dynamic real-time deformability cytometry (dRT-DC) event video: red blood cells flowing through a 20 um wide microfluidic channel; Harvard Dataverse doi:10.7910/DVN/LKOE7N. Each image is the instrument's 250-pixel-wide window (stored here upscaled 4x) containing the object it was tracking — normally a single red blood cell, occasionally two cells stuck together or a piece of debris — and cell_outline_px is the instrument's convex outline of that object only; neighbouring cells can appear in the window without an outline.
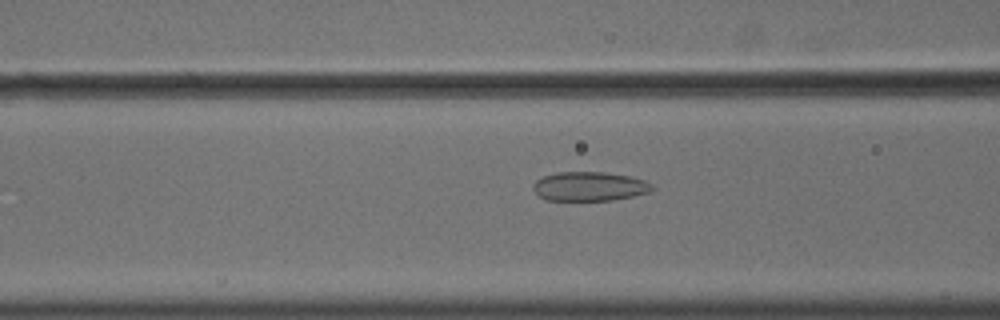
{"species": "common noctule bat (a hibernating species)", "species_latin": "Nyctalus noctula", "temperature_condition": "cold", "stored_images_in_passage": 34, "camera_frame_rate_fps": 3000, "um_per_image_px": 0.085, "animal": {"sex": "male", "body_mass_g": 18.8}, "frame": {"image": 1, "passage_image": 5, "time_ms": 1.333, "image_size_px": [1000, 320], "cell_outline_px": [[652, 188], [648, 192], [632, 196], [612, 200], [548, 200], [540, 196], [532, 188], [532, 184], [536, 180], [544, 176], [556, 172], [604, 172], [628, 176], [644, 180], [652, 184]], "centroid_in_image_um": [50.07, 15.84], "position_along_channel_um": 116.5, "area_um2": 20.0}}
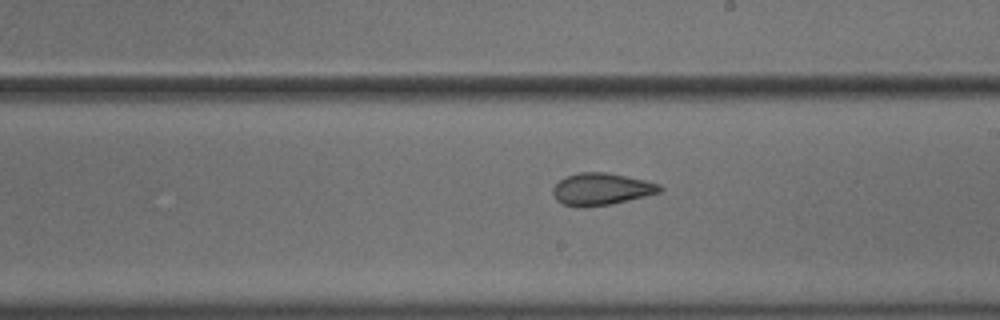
{"frame": {"image": 2, "passage_image": 15, "time_ms": 4.667, "image_size_px": [1000, 320], "cell_outline_px": [[664, 188], [660, 192], [612, 204], [584, 208], [576, 208], [564, 204], [556, 200], [552, 192], [552, 188], [564, 176], [576, 172], [604, 172], [644, 180], [660, 184]], "centroid_in_image_um": [51.07, 16.08], "position_along_channel_um": 237.9, "area_um2": 20.11}}
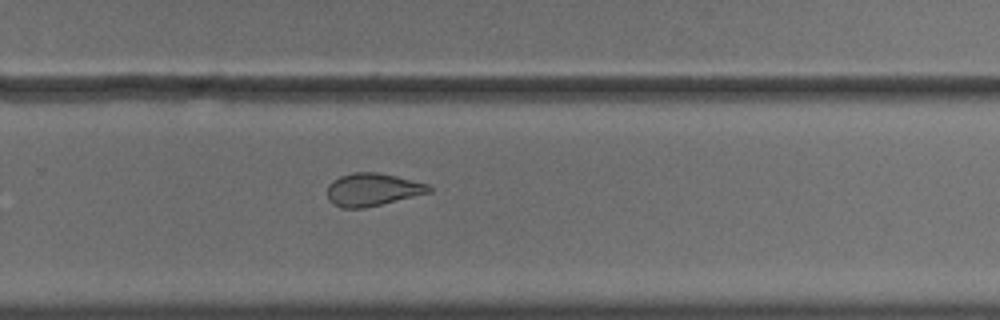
{"frame": {"image": 3, "passage_image": 20, "time_ms": 6.333, "image_size_px": [1000, 320], "cell_outline_px": [[432, 192], [364, 208], [340, 208], [332, 204], [328, 200], [328, 184], [332, 180], [340, 176], [352, 172], [376, 172], [396, 176], [428, 184], [432, 188]], "centroid_in_image_um": [31.64, 16.12], "position_along_channel_um": 298.2, "area_um2": 19.48}, "authors_computed_cell_mechanics": {"area_um2": 20.2011, "velocity_mm_per_s": 3.6249, "shape_relaxation_time_tau1_ms": 8.0599, "shape_relaxation_time_tau2_ms": 1.819, "deformation_change_tau1": 0.1597, "deformation_change_tau2": 0.0785}}